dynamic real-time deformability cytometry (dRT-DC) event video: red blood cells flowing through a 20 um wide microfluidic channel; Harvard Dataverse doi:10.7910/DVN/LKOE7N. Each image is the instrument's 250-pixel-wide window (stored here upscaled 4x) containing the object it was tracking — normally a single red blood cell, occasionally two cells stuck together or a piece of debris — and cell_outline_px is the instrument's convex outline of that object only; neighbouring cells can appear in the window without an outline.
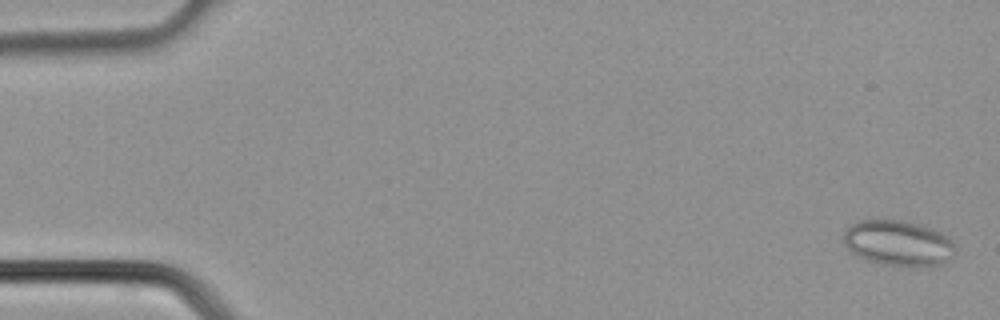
{"species": "common noctule bat (a hibernating species)", "species_latin": "Nyctalus noctula", "temperature_condition": "cold", "stored_images_in_passage": 40, "camera_frame_rate_fps": 3000, "um_per_image_px": 0.085, "animal": {"sex": "male", "body_mass_g": 21.5, "forearm_length_mm": 52.0}, "frame": {"image": 1, "passage_image": 1, "time_ms": 0.0, "image_size_px": [1000, 320], "cell_outline_px": [[956, 252], [952, 256], [940, 264], [884, 264], [868, 260], [852, 252], [844, 244], [844, 232], [852, 224], [860, 220], [900, 220], [932, 228], [948, 236], [956, 244]], "centroid_in_image_um": [76.36, 20.62], "position_along_channel_um": 8.6, "area_um2": 28.84}}
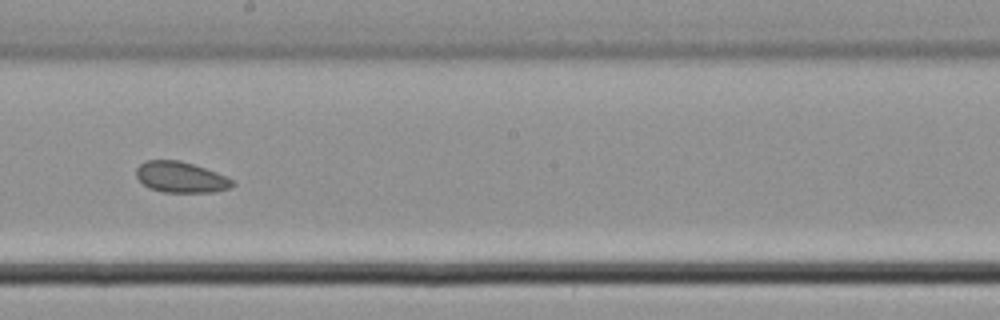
{"frame": {"image": 2, "passage_image": 22, "time_ms": 7.0, "image_size_px": [1000, 320], "cell_outline_px": [[236, 184], [228, 188], [216, 192], [160, 192], [148, 188], [136, 176], [136, 168], [140, 164], [148, 160], [180, 160], [216, 172], [232, 180]], "centroid_in_image_um": [15.34, 15.07], "position_along_channel_um": 232.9, "area_um2": 17.22}}
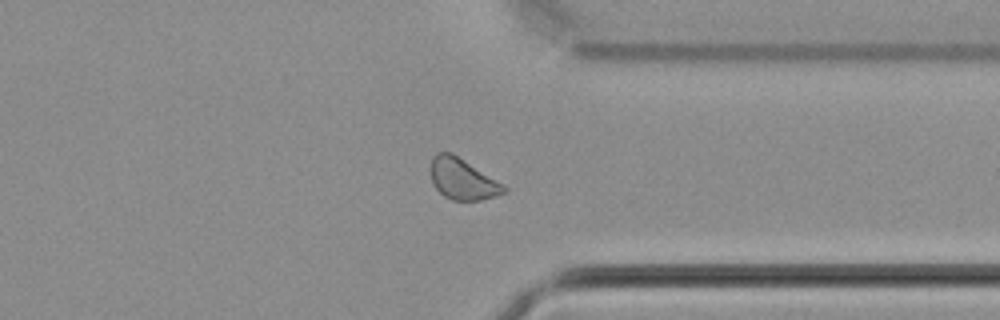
{"frame": {"image": 3, "passage_image": 30, "time_ms": 9.667, "image_size_px": [1000, 320], "cell_outline_px": [[508, 192], [496, 196], [480, 200], [452, 200], [444, 196], [432, 184], [432, 156], [436, 152], [452, 152], [504, 184], [508, 188]], "centroid_in_image_um": [39.35, 15.22], "position_along_channel_um": 372.0, "area_um2": 17.57}}